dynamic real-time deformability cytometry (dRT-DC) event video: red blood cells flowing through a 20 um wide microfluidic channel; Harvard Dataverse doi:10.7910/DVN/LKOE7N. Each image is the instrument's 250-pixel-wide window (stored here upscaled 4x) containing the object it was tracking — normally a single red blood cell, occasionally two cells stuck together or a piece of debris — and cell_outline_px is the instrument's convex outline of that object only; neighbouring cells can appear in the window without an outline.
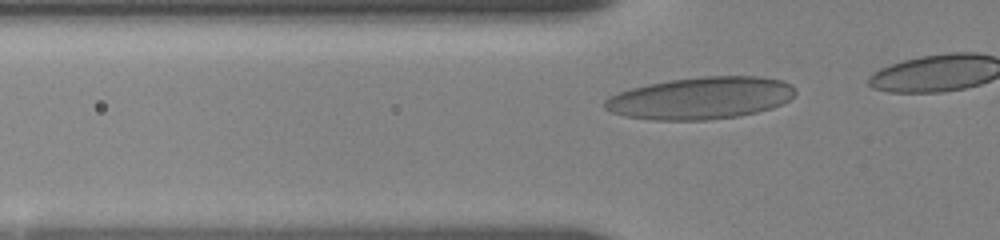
{"species": "human", "species_latin": "Homo sapiens", "temperature_condition": "room temperature", "stored_images_in_passage": 22, "camera_frame_rate_fps": 3000, "um_per_image_px": 0.085, "donor": {"sex": "female"}, "frame": {"image": 1, "passage_image": 11, "time_ms": 3.0, "image_size_px": [1000, 240], "cell_outline_px": [[796, 92], [788, 100], [772, 108], [740, 116], [708, 120], [652, 120], [624, 116], [612, 112], [604, 108], [604, 100], [608, 96], [632, 88], [648, 84], [668, 80], [704, 76], [760, 76], [780, 80], [792, 84], [796, 88]], "centroid_in_image_um": [59.56, 8.34], "position_along_channel_um": 66.2, "area_um2": 46.93}}
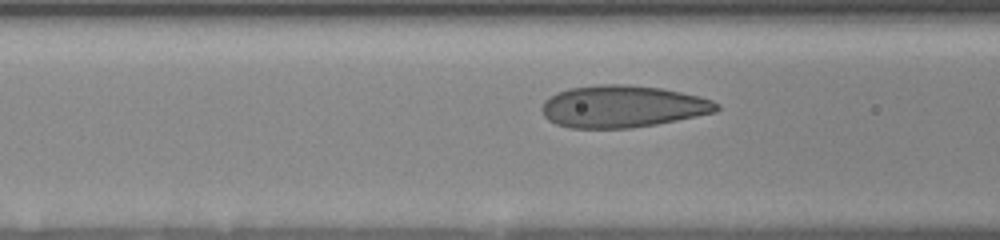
{"frame": {"image": 2, "passage_image": 18, "time_ms": 4.333, "image_size_px": [1000, 240], "cell_outline_px": [[720, 108], [716, 112], [656, 124], [632, 128], [568, 128], [556, 124], [548, 120], [544, 116], [540, 108], [544, 100], [568, 88], [596, 84], [624, 84], [660, 88], [680, 92], [712, 100], [720, 104]], "centroid_in_image_um": [52.89, 9.05], "position_along_channel_um": 113.7, "area_um2": 42.83}}